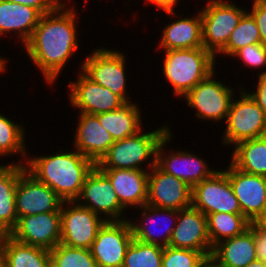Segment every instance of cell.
<instances>
[{
  "mask_svg": "<svg viewBox=\"0 0 266 267\" xmlns=\"http://www.w3.org/2000/svg\"><path fill=\"white\" fill-rule=\"evenodd\" d=\"M216 71L217 69L192 88L182 100L185 101L184 104L188 105L187 107L195 110L193 114L196 117L195 119H198L200 122L202 119V122L204 120L205 122H214L219 126L218 122H223L222 124L224 125L231 102L242 86L237 84L236 87L238 89L234 88V86L232 88V84L228 86L230 84L223 82L222 78L220 81L217 76L219 72L217 74Z\"/></svg>",
  "mask_w": 266,
  "mask_h": 267,
  "instance_id": "6",
  "label": "cell"
},
{
  "mask_svg": "<svg viewBox=\"0 0 266 267\" xmlns=\"http://www.w3.org/2000/svg\"><path fill=\"white\" fill-rule=\"evenodd\" d=\"M6 1L33 7L37 9L41 14H46L54 11L64 2V0H6Z\"/></svg>",
  "mask_w": 266,
  "mask_h": 267,
  "instance_id": "40",
  "label": "cell"
},
{
  "mask_svg": "<svg viewBox=\"0 0 266 267\" xmlns=\"http://www.w3.org/2000/svg\"><path fill=\"white\" fill-rule=\"evenodd\" d=\"M49 252L51 267H98L90 249L59 243Z\"/></svg>",
  "mask_w": 266,
  "mask_h": 267,
  "instance_id": "34",
  "label": "cell"
},
{
  "mask_svg": "<svg viewBox=\"0 0 266 267\" xmlns=\"http://www.w3.org/2000/svg\"><path fill=\"white\" fill-rule=\"evenodd\" d=\"M95 48L91 50L92 53L85 55V59L80 60L79 70L93 82L110 89L125 103L132 101L130 91L127 90V84H130V78H127L129 72L126 69L129 66L126 63L128 53L110 47L98 46ZM128 80L129 82H127Z\"/></svg>",
  "mask_w": 266,
  "mask_h": 267,
  "instance_id": "5",
  "label": "cell"
},
{
  "mask_svg": "<svg viewBox=\"0 0 266 267\" xmlns=\"http://www.w3.org/2000/svg\"><path fill=\"white\" fill-rule=\"evenodd\" d=\"M179 1L181 2V0H143L144 4L145 3L149 4V5L152 4L155 6V8H157V10H160V11L161 10H168V9H176L175 6L179 7V5H180Z\"/></svg>",
  "mask_w": 266,
  "mask_h": 267,
  "instance_id": "41",
  "label": "cell"
},
{
  "mask_svg": "<svg viewBox=\"0 0 266 267\" xmlns=\"http://www.w3.org/2000/svg\"><path fill=\"white\" fill-rule=\"evenodd\" d=\"M136 102L139 101H130L114 111L96 115L102 127L111 134L114 141L133 136L143 128V120L146 117H143L142 108Z\"/></svg>",
  "mask_w": 266,
  "mask_h": 267,
  "instance_id": "26",
  "label": "cell"
},
{
  "mask_svg": "<svg viewBox=\"0 0 266 267\" xmlns=\"http://www.w3.org/2000/svg\"><path fill=\"white\" fill-rule=\"evenodd\" d=\"M2 256L7 267H51L49 250L19 242L9 234L3 243Z\"/></svg>",
  "mask_w": 266,
  "mask_h": 267,
  "instance_id": "29",
  "label": "cell"
},
{
  "mask_svg": "<svg viewBox=\"0 0 266 267\" xmlns=\"http://www.w3.org/2000/svg\"><path fill=\"white\" fill-rule=\"evenodd\" d=\"M257 77L254 83L253 91L250 88L246 92L255 101V103L266 113V72L264 74L256 75ZM250 90V91H249Z\"/></svg>",
  "mask_w": 266,
  "mask_h": 267,
  "instance_id": "39",
  "label": "cell"
},
{
  "mask_svg": "<svg viewBox=\"0 0 266 267\" xmlns=\"http://www.w3.org/2000/svg\"><path fill=\"white\" fill-rule=\"evenodd\" d=\"M261 43L260 32L253 16L246 11L238 22V25L231 33L226 46L215 56V59L231 58L240 48L247 45ZM220 55V56H219ZM224 58H222V57ZM227 56V57H226ZM220 57L219 59H217Z\"/></svg>",
  "mask_w": 266,
  "mask_h": 267,
  "instance_id": "32",
  "label": "cell"
},
{
  "mask_svg": "<svg viewBox=\"0 0 266 267\" xmlns=\"http://www.w3.org/2000/svg\"><path fill=\"white\" fill-rule=\"evenodd\" d=\"M169 246L211 255L213 248L208 234L207 216L192 205L179 210Z\"/></svg>",
  "mask_w": 266,
  "mask_h": 267,
  "instance_id": "21",
  "label": "cell"
},
{
  "mask_svg": "<svg viewBox=\"0 0 266 267\" xmlns=\"http://www.w3.org/2000/svg\"><path fill=\"white\" fill-rule=\"evenodd\" d=\"M7 235L8 234L0 228V258L2 257L3 243Z\"/></svg>",
  "mask_w": 266,
  "mask_h": 267,
  "instance_id": "44",
  "label": "cell"
},
{
  "mask_svg": "<svg viewBox=\"0 0 266 267\" xmlns=\"http://www.w3.org/2000/svg\"><path fill=\"white\" fill-rule=\"evenodd\" d=\"M231 57L232 60H237V63H239L238 61L242 63L240 67L242 66L244 68L246 66L249 70L251 68V71L255 70L256 73L258 72L257 75L266 72V46L262 43L242 47Z\"/></svg>",
  "mask_w": 266,
  "mask_h": 267,
  "instance_id": "36",
  "label": "cell"
},
{
  "mask_svg": "<svg viewBox=\"0 0 266 267\" xmlns=\"http://www.w3.org/2000/svg\"><path fill=\"white\" fill-rule=\"evenodd\" d=\"M41 13L26 5L0 0V38L15 36L24 46L33 34L41 17Z\"/></svg>",
  "mask_w": 266,
  "mask_h": 267,
  "instance_id": "24",
  "label": "cell"
},
{
  "mask_svg": "<svg viewBox=\"0 0 266 267\" xmlns=\"http://www.w3.org/2000/svg\"><path fill=\"white\" fill-rule=\"evenodd\" d=\"M243 83L239 95L234 96L227 118L225 129L221 132V146L232 148L236 144L254 138L266 136V113L245 91ZM232 145V147H231Z\"/></svg>",
  "mask_w": 266,
  "mask_h": 267,
  "instance_id": "7",
  "label": "cell"
},
{
  "mask_svg": "<svg viewBox=\"0 0 266 267\" xmlns=\"http://www.w3.org/2000/svg\"><path fill=\"white\" fill-rule=\"evenodd\" d=\"M79 15L76 2L64 1L54 11L41 15L32 36L23 46L27 58L41 72L40 77L48 86H55L60 80L66 64L70 65L69 61L82 44L78 37Z\"/></svg>",
  "mask_w": 266,
  "mask_h": 267,
  "instance_id": "1",
  "label": "cell"
},
{
  "mask_svg": "<svg viewBox=\"0 0 266 267\" xmlns=\"http://www.w3.org/2000/svg\"><path fill=\"white\" fill-rule=\"evenodd\" d=\"M15 122L12 117L0 110V160L1 158L15 157L18 161H10L25 165L28 155V146H26L27 130L23 123ZM19 156V157H18ZM19 158V159H18Z\"/></svg>",
  "mask_w": 266,
  "mask_h": 267,
  "instance_id": "30",
  "label": "cell"
},
{
  "mask_svg": "<svg viewBox=\"0 0 266 267\" xmlns=\"http://www.w3.org/2000/svg\"><path fill=\"white\" fill-rule=\"evenodd\" d=\"M203 267H220L210 258L206 261Z\"/></svg>",
  "mask_w": 266,
  "mask_h": 267,
  "instance_id": "45",
  "label": "cell"
},
{
  "mask_svg": "<svg viewBox=\"0 0 266 267\" xmlns=\"http://www.w3.org/2000/svg\"><path fill=\"white\" fill-rule=\"evenodd\" d=\"M62 149V150H61ZM50 155H34L28 151L26 170L49 186L62 200L75 201L82 191L86 176L95 164L77 150L61 147Z\"/></svg>",
  "mask_w": 266,
  "mask_h": 267,
  "instance_id": "2",
  "label": "cell"
},
{
  "mask_svg": "<svg viewBox=\"0 0 266 267\" xmlns=\"http://www.w3.org/2000/svg\"><path fill=\"white\" fill-rule=\"evenodd\" d=\"M246 267H266V262L256 259L252 261L251 263H249Z\"/></svg>",
  "mask_w": 266,
  "mask_h": 267,
  "instance_id": "43",
  "label": "cell"
},
{
  "mask_svg": "<svg viewBox=\"0 0 266 267\" xmlns=\"http://www.w3.org/2000/svg\"><path fill=\"white\" fill-rule=\"evenodd\" d=\"M261 223L266 227V219H264L263 221H261Z\"/></svg>",
  "mask_w": 266,
  "mask_h": 267,
  "instance_id": "47",
  "label": "cell"
},
{
  "mask_svg": "<svg viewBox=\"0 0 266 267\" xmlns=\"http://www.w3.org/2000/svg\"><path fill=\"white\" fill-rule=\"evenodd\" d=\"M170 125L163 123L156 129L149 128V132L142 128L133 136L115 141L96 166L99 169L151 170L156 165L158 145L171 130Z\"/></svg>",
  "mask_w": 266,
  "mask_h": 267,
  "instance_id": "4",
  "label": "cell"
},
{
  "mask_svg": "<svg viewBox=\"0 0 266 267\" xmlns=\"http://www.w3.org/2000/svg\"><path fill=\"white\" fill-rule=\"evenodd\" d=\"M61 242L69 247L90 249L106 220L76 201H64L61 207Z\"/></svg>",
  "mask_w": 266,
  "mask_h": 267,
  "instance_id": "11",
  "label": "cell"
},
{
  "mask_svg": "<svg viewBox=\"0 0 266 267\" xmlns=\"http://www.w3.org/2000/svg\"><path fill=\"white\" fill-rule=\"evenodd\" d=\"M62 200L49 186L37 180L26 169L19 176L15 205L18 218L47 212H61Z\"/></svg>",
  "mask_w": 266,
  "mask_h": 267,
  "instance_id": "17",
  "label": "cell"
},
{
  "mask_svg": "<svg viewBox=\"0 0 266 267\" xmlns=\"http://www.w3.org/2000/svg\"><path fill=\"white\" fill-rule=\"evenodd\" d=\"M211 255L190 249L164 247L162 267H203Z\"/></svg>",
  "mask_w": 266,
  "mask_h": 267,
  "instance_id": "35",
  "label": "cell"
},
{
  "mask_svg": "<svg viewBox=\"0 0 266 267\" xmlns=\"http://www.w3.org/2000/svg\"><path fill=\"white\" fill-rule=\"evenodd\" d=\"M133 210H138L136 211L138 212V217H135V219L128 217L133 238L147 244H155L162 247L169 246L172 231L177 222L178 211L152 207L147 204ZM163 227L164 230L162 229Z\"/></svg>",
  "mask_w": 266,
  "mask_h": 267,
  "instance_id": "16",
  "label": "cell"
},
{
  "mask_svg": "<svg viewBox=\"0 0 266 267\" xmlns=\"http://www.w3.org/2000/svg\"><path fill=\"white\" fill-rule=\"evenodd\" d=\"M111 181L120 204L129 210L147 203L149 171L141 169H100Z\"/></svg>",
  "mask_w": 266,
  "mask_h": 267,
  "instance_id": "23",
  "label": "cell"
},
{
  "mask_svg": "<svg viewBox=\"0 0 266 267\" xmlns=\"http://www.w3.org/2000/svg\"><path fill=\"white\" fill-rule=\"evenodd\" d=\"M74 81L68 85L69 104L78 112L97 115L114 111L125 102L111 92L110 89L101 86L89 79L81 70H78Z\"/></svg>",
  "mask_w": 266,
  "mask_h": 267,
  "instance_id": "14",
  "label": "cell"
},
{
  "mask_svg": "<svg viewBox=\"0 0 266 267\" xmlns=\"http://www.w3.org/2000/svg\"><path fill=\"white\" fill-rule=\"evenodd\" d=\"M208 234L212 248L219 242L242 234L250 221L243 214L217 212L207 215Z\"/></svg>",
  "mask_w": 266,
  "mask_h": 267,
  "instance_id": "31",
  "label": "cell"
},
{
  "mask_svg": "<svg viewBox=\"0 0 266 267\" xmlns=\"http://www.w3.org/2000/svg\"><path fill=\"white\" fill-rule=\"evenodd\" d=\"M192 206L206 216L217 212L242 214L239 201L222 168L192 188Z\"/></svg>",
  "mask_w": 266,
  "mask_h": 267,
  "instance_id": "12",
  "label": "cell"
},
{
  "mask_svg": "<svg viewBox=\"0 0 266 267\" xmlns=\"http://www.w3.org/2000/svg\"><path fill=\"white\" fill-rule=\"evenodd\" d=\"M0 163V228L9 234L17 224L15 192L19 176L26 169L17 163Z\"/></svg>",
  "mask_w": 266,
  "mask_h": 267,
  "instance_id": "27",
  "label": "cell"
},
{
  "mask_svg": "<svg viewBox=\"0 0 266 267\" xmlns=\"http://www.w3.org/2000/svg\"><path fill=\"white\" fill-rule=\"evenodd\" d=\"M165 15H170L171 22L164 24L156 50L194 49L202 48V17L200 10L193 16H184V12L177 14L175 9L161 10ZM176 12V13H175ZM173 15V16H172ZM176 16V17H175ZM189 16V17H188ZM178 17V18H177Z\"/></svg>",
  "mask_w": 266,
  "mask_h": 267,
  "instance_id": "20",
  "label": "cell"
},
{
  "mask_svg": "<svg viewBox=\"0 0 266 267\" xmlns=\"http://www.w3.org/2000/svg\"><path fill=\"white\" fill-rule=\"evenodd\" d=\"M147 205L181 210L192 205V187L155 165L148 174Z\"/></svg>",
  "mask_w": 266,
  "mask_h": 267,
  "instance_id": "19",
  "label": "cell"
},
{
  "mask_svg": "<svg viewBox=\"0 0 266 267\" xmlns=\"http://www.w3.org/2000/svg\"><path fill=\"white\" fill-rule=\"evenodd\" d=\"M133 240L128 219L106 221L99 229L90 251L98 267H122L127 247Z\"/></svg>",
  "mask_w": 266,
  "mask_h": 267,
  "instance_id": "15",
  "label": "cell"
},
{
  "mask_svg": "<svg viewBox=\"0 0 266 267\" xmlns=\"http://www.w3.org/2000/svg\"><path fill=\"white\" fill-rule=\"evenodd\" d=\"M228 164L222 170L227 174L242 214L250 222L263 221L266 219V177L242 172Z\"/></svg>",
  "mask_w": 266,
  "mask_h": 267,
  "instance_id": "13",
  "label": "cell"
},
{
  "mask_svg": "<svg viewBox=\"0 0 266 267\" xmlns=\"http://www.w3.org/2000/svg\"><path fill=\"white\" fill-rule=\"evenodd\" d=\"M75 201L106 221L128 219L125 216L128 215L125 213L127 210L120 204L111 181L96 165L86 176L81 194Z\"/></svg>",
  "mask_w": 266,
  "mask_h": 267,
  "instance_id": "10",
  "label": "cell"
},
{
  "mask_svg": "<svg viewBox=\"0 0 266 267\" xmlns=\"http://www.w3.org/2000/svg\"><path fill=\"white\" fill-rule=\"evenodd\" d=\"M210 259L220 267H246L257 259L252 232L223 240L213 247Z\"/></svg>",
  "mask_w": 266,
  "mask_h": 267,
  "instance_id": "25",
  "label": "cell"
},
{
  "mask_svg": "<svg viewBox=\"0 0 266 267\" xmlns=\"http://www.w3.org/2000/svg\"><path fill=\"white\" fill-rule=\"evenodd\" d=\"M248 12L253 16L260 32L261 43L266 46V0H253ZM250 10V11H249Z\"/></svg>",
  "mask_w": 266,
  "mask_h": 267,
  "instance_id": "37",
  "label": "cell"
},
{
  "mask_svg": "<svg viewBox=\"0 0 266 267\" xmlns=\"http://www.w3.org/2000/svg\"><path fill=\"white\" fill-rule=\"evenodd\" d=\"M8 61H10V59H7L3 55H0V76H3L2 74L4 73H8L7 72L9 69V67H7Z\"/></svg>",
  "mask_w": 266,
  "mask_h": 267,
  "instance_id": "42",
  "label": "cell"
},
{
  "mask_svg": "<svg viewBox=\"0 0 266 267\" xmlns=\"http://www.w3.org/2000/svg\"><path fill=\"white\" fill-rule=\"evenodd\" d=\"M176 137L171 130L159 143L157 148L156 165L165 173L175 176L176 178L184 181L190 187H194L206 178L212 176L217 170L210 167L211 164L207 162L206 157L197 155L196 151H187L182 148L173 150L169 143L174 142ZM169 148V150L167 149ZM172 149V150H171ZM210 164V165H209Z\"/></svg>",
  "mask_w": 266,
  "mask_h": 267,
  "instance_id": "9",
  "label": "cell"
},
{
  "mask_svg": "<svg viewBox=\"0 0 266 267\" xmlns=\"http://www.w3.org/2000/svg\"><path fill=\"white\" fill-rule=\"evenodd\" d=\"M233 148L229 162L235 168L266 177V136L242 141Z\"/></svg>",
  "mask_w": 266,
  "mask_h": 267,
  "instance_id": "28",
  "label": "cell"
},
{
  "mask_svg": "<svg viewBox=\"0 0 266 267\" xmlns=\"http://www.w3.org/2000/svg\"><path fill=\"white\" fill-rule=\"evenodd\" d=\"M158 52H164L161 72L172 88L171 95L181 99L220 67H215L217 66L215 56L204 47Z\"/></svg>",
  "mask_w": 266,
  "mask_h": 267,
  "instance_id": "3",
  "label": "cell"
},
{
  "mask_svg": "<svg viewBox=\"0 0 266 267\" xmlns=\"http://www.w3.org/2000/svg\"><path fill=\"white\" fill-rule=\"evenodd\" d=\"M0 267H7L3 256L0 258Z\"/></svg>",
  "mask_w": 266,
  "mask_h": 267,
  "instance_id": "46",
  "label": "cell"
},
{
  "mask_svg": "<svg viewBox=\"0 0 266 267\" xmlns=\"http://www.w3.org/2000/svg\"><path fill=\"white\" fill-rule=\"evenodd\" d=\"M78 114L71 146L96 165L115 141L96 115L84 112Z\"/></svg>",
  "mask_w": 266,
  "mask_h": 267,
  "instance_id": "22",
  "label": "cell"
},
{
  "mask_svg": "<svg viewBox=\"0 0 266 267\" xmlns=\"http://www.w3.org/2000/svg\"><path fill=\"white\" fill-rule=\"evenodd\" d=\"M164 247L133 238L127 247L122 267H162Z\"/></svg>",
  "mask_w": 266,
  "mask_h": 267,
  "instance_id": "33",
  "label": "cell"
},
{
  "mask_svg": "<svg viewBox=\"0 0 266 267\" xmlns=\"http://www.w3.org/2000/svg\"><path fill=\"white\" fill-rule=\"evenodd\" d=\"M9 235L19 242L51 250L61 242V213L19 217Z\"/></svg>",
  "mask_w": 266,
  "mask_h": 267,
  "instance_id": "18",
  "label": "cell"
},
{
  "mask_svg": "<svg viewBox=\"0 0 266 267\" xmlns=\"http://www.w3.org/2000/svg\"><path fill=\"white\" fill-rule=\"evenodd\" d=\"M248 229L254 237L257 259L266 262V227L261 222H250Z\"/></svg>",
  "mask_w": 266,
  "mask_h": 267,
  "instance_id": "38",
  "label": "cell"
},
{
  "mask_svg": "<svg viewBox=\"0 0 266 267\" xmlns=\"http://www.w3.org/2000/svg\"><path fill=\"white\" fill-rule=\"evenodd\" d=\"M205 1L200 10L203 47L216 56L226 46L247 9L233 0Z\"/></svg>",
  "mask_w": 266,
  "mask_h": 267,
  "instance_id": "8",
  "label": "cell"
}]
</instances>
